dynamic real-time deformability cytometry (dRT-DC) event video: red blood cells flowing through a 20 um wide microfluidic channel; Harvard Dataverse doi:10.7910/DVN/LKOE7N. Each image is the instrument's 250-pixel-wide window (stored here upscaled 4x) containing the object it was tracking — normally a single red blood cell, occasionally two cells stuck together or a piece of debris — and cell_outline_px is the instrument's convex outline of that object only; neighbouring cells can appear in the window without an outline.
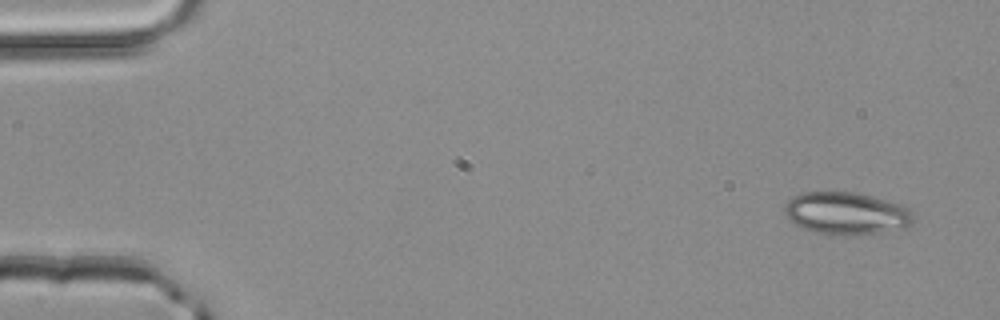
{"species": "common noctule bat (a hibernating species)", "species_latin": "Nyctalus noctula", "temperature_condition": "room temperature", "stored_images_in_passage": 4, "camera_frame_rate_fps": 3000, "um_per_image_px": 0.085, "animal": {"sex": "male", "body_mass_g": 20.4}, "frame": {"image": 1, "passage_image": 1, "time_ms": 0.0, "image_size_px": [1000, 320], "cell_outline_px": [[912, 224], [908, 228], [880, 232], [844, 236], [840, 236], [816, 232], [804, 228], [788, 220], [784, 216], [784, 204], [792, 196], [804, 192], [852, 192], [872, 196], [900, 204], [908, 208], [912, 212]], "centroid_in_image_um": [71.91, 18.14], "position_along_channel_um": 13.1, "area_um2": 32.02}}